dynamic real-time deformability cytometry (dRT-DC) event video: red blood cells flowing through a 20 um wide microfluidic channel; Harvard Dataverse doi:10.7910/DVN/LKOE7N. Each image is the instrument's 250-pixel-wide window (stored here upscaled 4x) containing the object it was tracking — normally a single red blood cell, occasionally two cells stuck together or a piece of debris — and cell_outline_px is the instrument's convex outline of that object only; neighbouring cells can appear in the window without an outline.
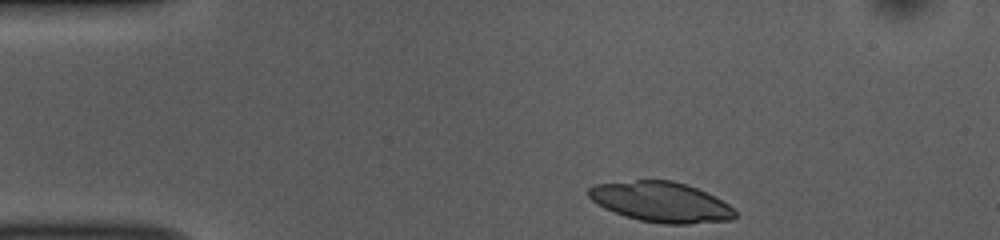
{"species": "common noctule bat (a hibernating species)", "species_latin": "Nyctalus noctula", "temperature_condition": "room temperature", "stored_images_in_passage": 45, "camera_frame_rate_fps": 3000, "um_per_image_px": 0.085, "animal": {"sex": "female", "body_mass_g": 10.0, "forearm_length_mm": 53.1}, "frame": {"image": 1, "passage_image": 1, "time_ms": 0.0, "image_size_px": [1000, 240], "cell_outline_px": [[736, 216], [732, 220], [688, 224], [664, 224], [640, 220], [624, 216], [604, 208], [596, 204], [588, 196], [588, 188], [592, 184], [636, 180], [672, 180], [688, 184], [728, 204], [736, 212]], "centroid_in_image_um": [56.15, 17.17], "position_along_channel_um": 28.9, "area_um2": 34.33}}